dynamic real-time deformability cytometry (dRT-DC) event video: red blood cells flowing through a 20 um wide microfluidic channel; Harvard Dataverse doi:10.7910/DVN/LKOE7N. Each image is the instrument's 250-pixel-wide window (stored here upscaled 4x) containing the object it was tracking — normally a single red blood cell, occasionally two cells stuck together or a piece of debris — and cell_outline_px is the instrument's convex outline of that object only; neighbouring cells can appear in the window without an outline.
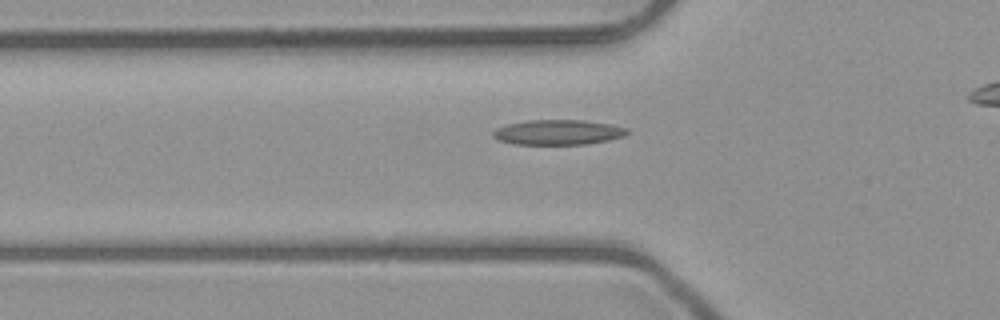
{"species": "common noctule bat (a hibernating species)", "species_latin": "Nyctalus noctula", "temperature_condition": "room temperature", "stored_images_in_passage": 36, "camera_frame_rate_fps": 3000, "um_per_image_px": 0.085, "animal": {"sex": "male", "body_mass_g": 23.1, "forearm_length_mm": 52.7}, "frame": {"image": 1, "passage_image": 9, "time_ms": 2.667, "image_size_px": [1000, 320], "cell_outline_px": [[632, 132], [624, 136], [608, 140], [588, 144], [516, 144], [496, 140], [492, 136], [492, 132], [496, 128], [508, 124], [528, 120], [584, 120], [612, 124], [628, 128]], "centroid_in_image_um": [47.47, 11.24], "position_along_channel_um": 78.3, "area_um2": 19.77}}
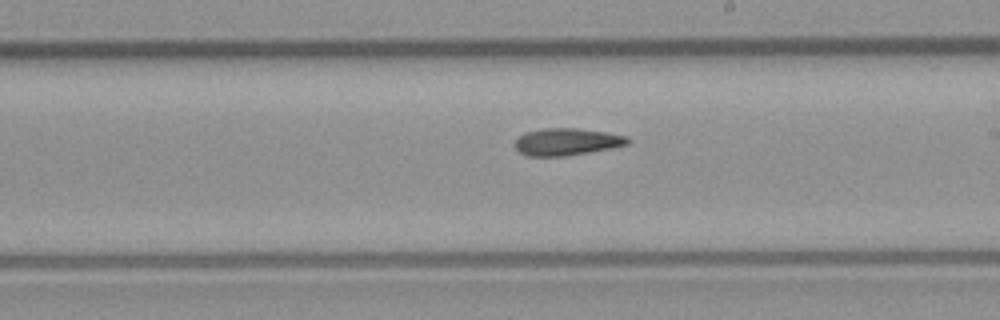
{"frame": {"image": 2, "passage_image": 21, "time_ms": 6.667, "image_size_px": [1000, 320], "cell_outline_px": [[632, 140], [628, 144], [612, 148], [564, 156], [528, 156], [520, 152], [516, 148], [516, 140], [520, 136], [528, 132], [544, 128], [580, 128], [608, 132], [628, 136]], "centroid_in_image_um": [48.25, 12.04], "position_along_channel_um": 240.8, "area_um2": 17.8}}
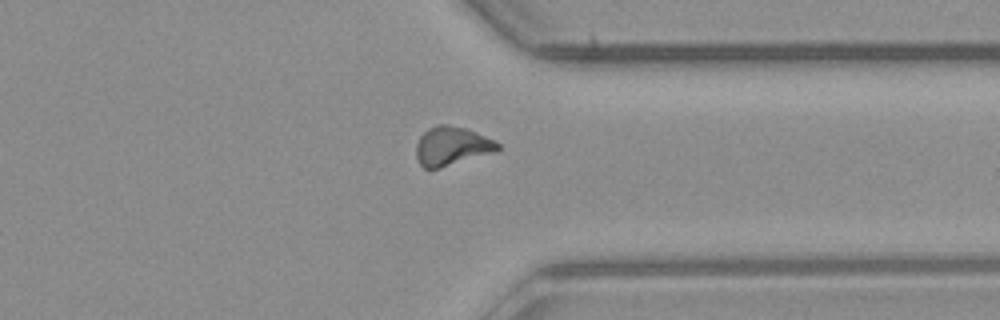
{"frame": {"image": 3, "passage_image": 31, "time_ms": 10.0, "image_size_px": [1000, 320], "cell_outline_px": [[500, 148], [492, 152], [440, 168], [424, 168], [420, 164], [416, 156], [416, 144], [420, 136], [428, 128], [436, 124], [448, 124], [464, 128], [476, 132], [496, 140], [500, 144]], "centroid_in_image_um": [38.38, 12.4], "position_along_channel_um": 373.0, "area_um2": 18.32}}